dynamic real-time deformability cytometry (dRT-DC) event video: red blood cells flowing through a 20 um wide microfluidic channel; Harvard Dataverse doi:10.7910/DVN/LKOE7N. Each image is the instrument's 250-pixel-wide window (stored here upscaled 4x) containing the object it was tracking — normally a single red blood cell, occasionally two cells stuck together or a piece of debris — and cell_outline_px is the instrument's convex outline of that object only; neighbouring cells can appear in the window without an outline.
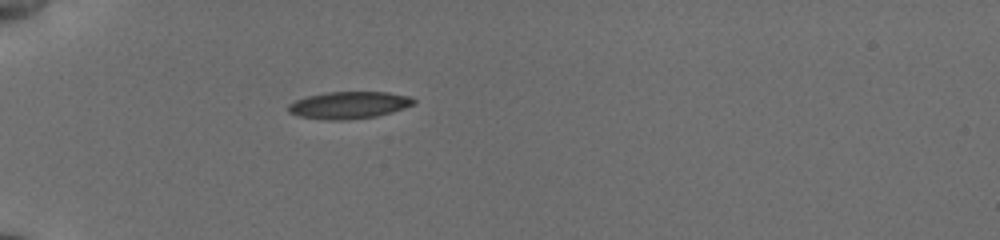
{"species": "common noctule bat (a hibernating species)", "species_latin": "Nyctalus noctula", "temperature_condition": "cold", "stored_images_in_passage": 38, "camera_frame_rate_fps": 3000, "um_per_image_px": 0.085, "animal": {"sex": "female", "body_mass_g": 19.5, "forearm_length_mm": 54.1}, "frame": {"image": 1, "passage_image": 1, "time_ms": 0.0, "image_size_px": [1000, 240], "cell_outline_px": [[416, 104], [392, 112], [376, 116], [348, 120], [324, 120], [300, 116], [288, 112], [288, 104], [296, 100], [308, 96], [328, 92], [388, 92], [412, 96], [416, 100]], "centroid_in_image_um": [29.7, 8.93], "position_along_channel_um": 55.3, "area_um2": 19.94}}
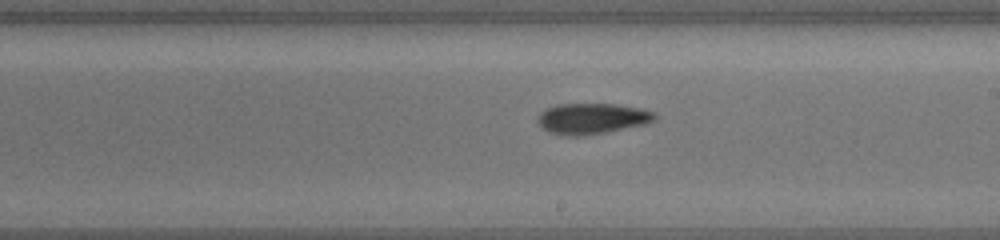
{"frame": {"image": 2, "passage_image": 17, "time_ms": 5.333, "image_size_px": [1000, 240], "cell_outline_px": [[656, 116], [652, 120], [640, 124], [580, 136], [568, 136], [548, 132], [536, 120], [540, 112], [556, 104], [616, 104], [640, 108], [656, 112]], "centroid_in_image_um": [50.25, 10.05], "position_along_channel_um": 238.8, "area_um2": 20.4}}
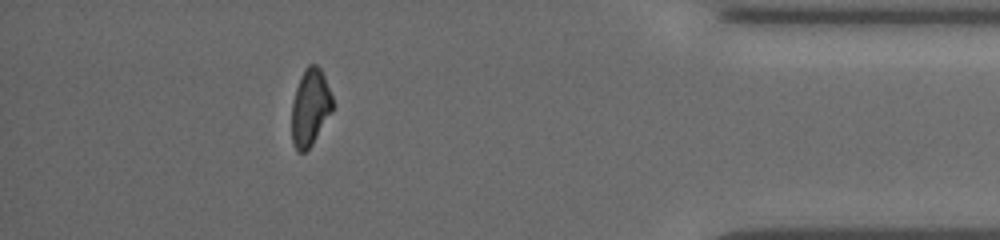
{"frame": {"image": 3, "passage_image": 33, "time_ms": 10.667, "image_size_px": [1000, 240], "cell_outline_px": [[332, 112], [312, 144], [304, 152], [296, 152], [292, 140], [292, 104], [296, 88], [300, 76], [304, 68], [308, 64], [316, 64], [320, 68], [324, 76], [332, 96]], "centroid_in_image_um": [26.36, 9.12], "position_along_channel_um": 408.8, "area_um2": 18.26}, "authors_computed_cell_mechanics": {"area_um2": 19.8832, "velocity_mm_per_s": 3.8364, "shape_relaxation_time_tau1_ms": 6.5714, "shape_relaxation_time_tau2_ms": 8.9617, "deformation_change_tau1": 0.1383, "deformation_change_tau2": 0.1818}}